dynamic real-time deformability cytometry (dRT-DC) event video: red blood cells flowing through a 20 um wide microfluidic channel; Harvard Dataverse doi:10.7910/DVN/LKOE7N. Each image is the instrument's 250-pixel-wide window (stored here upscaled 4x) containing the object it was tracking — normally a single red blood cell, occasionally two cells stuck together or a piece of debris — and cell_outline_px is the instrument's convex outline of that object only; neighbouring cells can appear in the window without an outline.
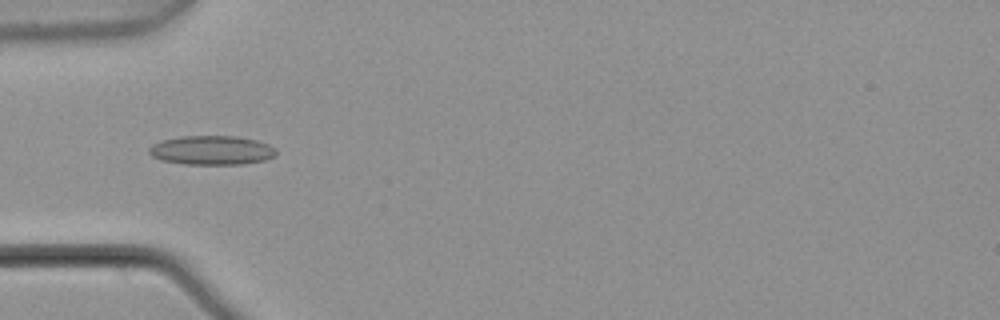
{"species": "common noctule bat (a hibernating species)", "species_latin": "Nyctalus noctula", "temperature_condition": "warm", "stored_images_in_passage": 5, "camera_frame_rate_fps": 3000, "um_per_image_px": 0.085, "animal": {"sex": "male", "body_mass_g": 21.5, "forearm_length_mm": 52.0}, "frame": {"image": 1, "passage_image": 3, "time_ms": 0.667, "image_size_px": [1000, 320], "cell_outline_px": [[276, 152], [272, 156], [264, 160], [240, 164], [184, 164], [160, 160], [152, 156], [148, 152], [148, 148], [152, 144], [164, 140], [184, 136], [236, 136], [256, 140], [268, 144], [276, 148]], "centroid_in_image_um": [17.97, 12.77], "position_along_channel_um": 67.0, "area_um2": 21.44}}
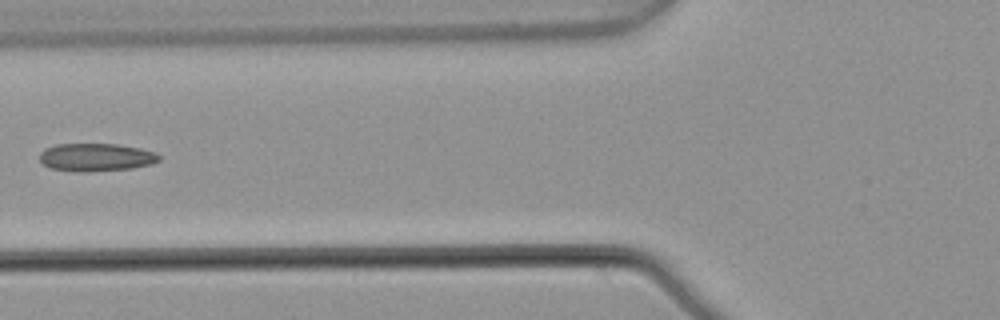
{"frame": {"image": 2, "passage_image": 4, "time_ms": 1.0, "image_size_px": [1000, 320], "cell_outline_px": [[160, 160], [152, 164], [132, 168], [88, 172], [80, 172], [52, 168], [44, 164], [40, 160], [40, 152], [44, 148], [56, 144], [116, 144], [140, 148], [156, 152], [160, 156]], "centroid_in_image_um": [8.18, 13.36], "position_along_channel_um": 117.6, "area_um2": 19.48}}
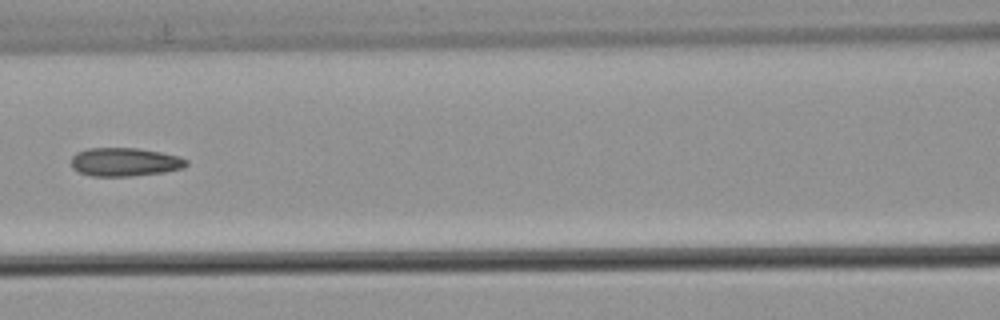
{"frame": {"image": 3, "passage_image": 5, "time_ms": 1.333, "image_size_px": [1000, 320], "cell_outline_px": [[188, 164], [184, 168], [164, 172], [132, 176], [92, 176], [80, 172], [72, 168], [72, 156], [76, 152], [88, 148], [136, 148], [160, 152], [176, 156], [188, 160]], "centroid_in_image_um": [10.6, 13.77], "position_along_channel_um": 156.0, "area_um2": 19.07}}